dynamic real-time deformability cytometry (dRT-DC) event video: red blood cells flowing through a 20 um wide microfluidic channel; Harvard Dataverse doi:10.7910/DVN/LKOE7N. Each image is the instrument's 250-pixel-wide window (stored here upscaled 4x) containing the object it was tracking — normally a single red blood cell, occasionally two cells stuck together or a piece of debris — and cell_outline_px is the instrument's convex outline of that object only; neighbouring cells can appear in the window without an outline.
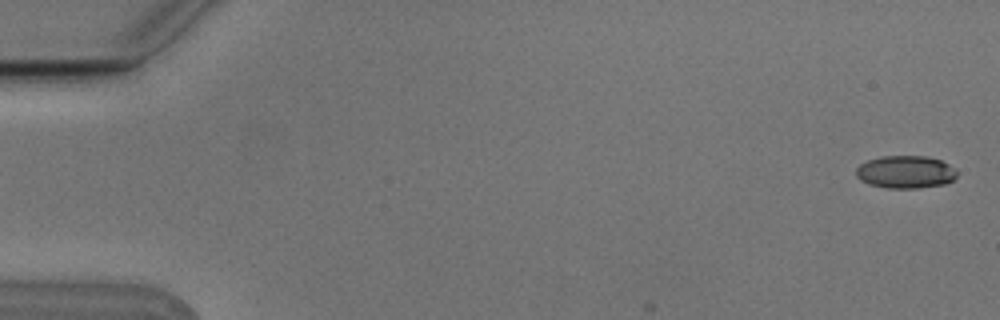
{"species": "Egyptian fruit bat (a non-hibernating species)", "species_latin": "Rousettus aegyptiacus", "temperature_condition": "cold", "stored_images_in_passage": 5, "camera_frame_rate_fps": 3000, "um_per_image_px": 0.085, "animal": {"sex": "male"}, "frame": {"image": 1, "passage_image": 1, "time_ms": 0.0, "image_size_px": [1000, 320], "cell_outline_px": [[956, 176], [952, 180], [944, 184], [916, 188], [888, 188], [868, 184], [860, 180], [856, 176], [856, 168], [860, 164], [868, 160], [884, 156], [928, 156], [940, 160], [956, 168]], "centroid_in_image_um": [76.96, 14.62], "position_along_channel_um": 8.0, "area_um2": 19.19}}
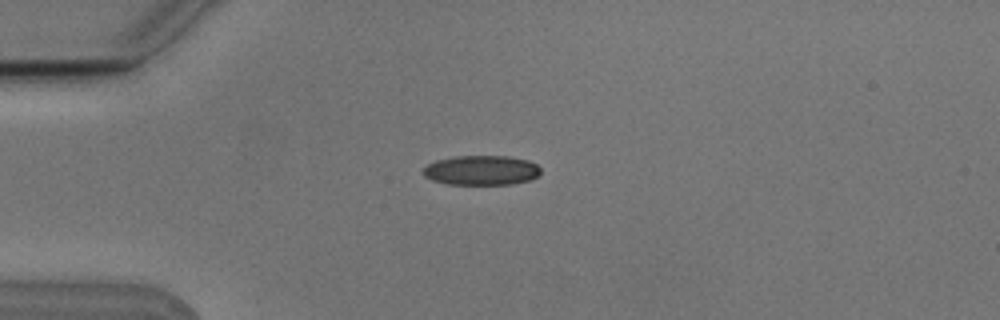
{"frame": {"image": 2, "passage_image": 4, "time_ms": 1.0, "image_size_px": [1000, 320], "cell_outline_px": [[540, 176], [532, 180], [512, 184], [448, 184], [432, 180], [424, 176], [420, 172], [428, 164], [436, 160], [456, 156], [508, 156], [528, 160], [536, 164], [540, 168]], "centroid_in_image_um": [40.93, 14.48], "position_along_channel_um": 44.1, "area_um2": 20.52}}